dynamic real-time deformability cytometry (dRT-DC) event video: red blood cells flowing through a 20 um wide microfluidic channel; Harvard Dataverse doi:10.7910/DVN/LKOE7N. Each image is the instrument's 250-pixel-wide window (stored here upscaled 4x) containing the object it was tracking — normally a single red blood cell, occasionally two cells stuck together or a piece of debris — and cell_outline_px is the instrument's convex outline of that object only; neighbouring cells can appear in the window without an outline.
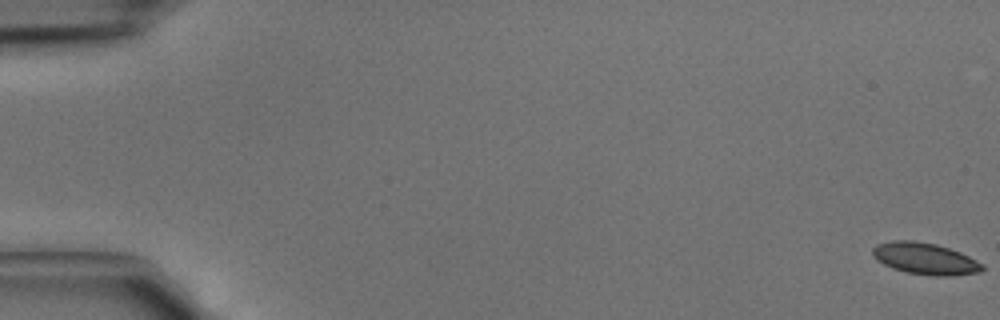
{"species": "common noctule bat (a hibernating species)", "species_latin": "Nyctalus noctula", "temperature_condition": "cold", "stored_images_in_passage": 7, "camera_frame_rate_fps": 3000, "um_per_image_px": 0.085, "animal": {"sex": "male", "body_mass_g": 15.6}, "frame": {"image": 1, "passage_image": 1, "time_ms": 0.0, "image_size_px": [1000, 320], "cell_outline_px": [[984, 268], [980, 272], [948, 276], [936, 276], [908, 272], [892, 268], [876, 260], [872, 256], [872, 248], [876, 244], [892, 240], [912, 240], [936, 244], [960, 252], [984, 264]], "centroid_in_image_um": [78.6, 21.97], "position_along_channel_um": 6.4, "area_um2": 20.23}}
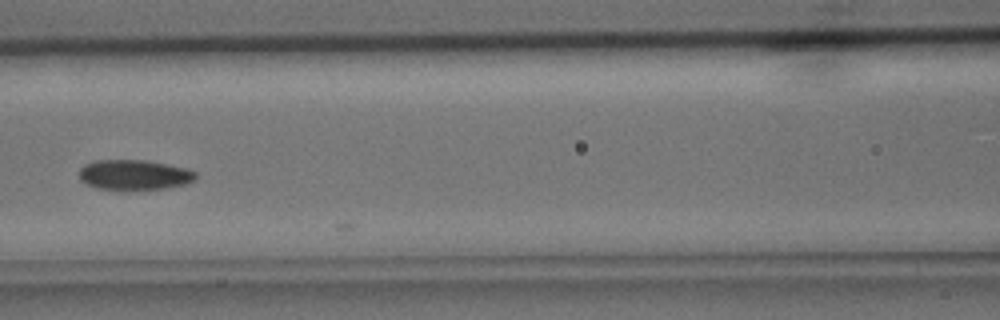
{"frame": {"image": 2, "passage_image": 6, "time_ms": 1.667, "image_size_px": [1000, 320], "cell_outline_px": [[196, 176], [192, 180], [184, 184], [164, 188], [96, 188], [80, 180], [80, 168], [84, 164], [92, 160], [144, 160], [188, 168], [196, 172]], "centroid_in_image_um": [11.38, 14.82], "position_along_channel_um": 155.2, "area_um2": 19.94}}